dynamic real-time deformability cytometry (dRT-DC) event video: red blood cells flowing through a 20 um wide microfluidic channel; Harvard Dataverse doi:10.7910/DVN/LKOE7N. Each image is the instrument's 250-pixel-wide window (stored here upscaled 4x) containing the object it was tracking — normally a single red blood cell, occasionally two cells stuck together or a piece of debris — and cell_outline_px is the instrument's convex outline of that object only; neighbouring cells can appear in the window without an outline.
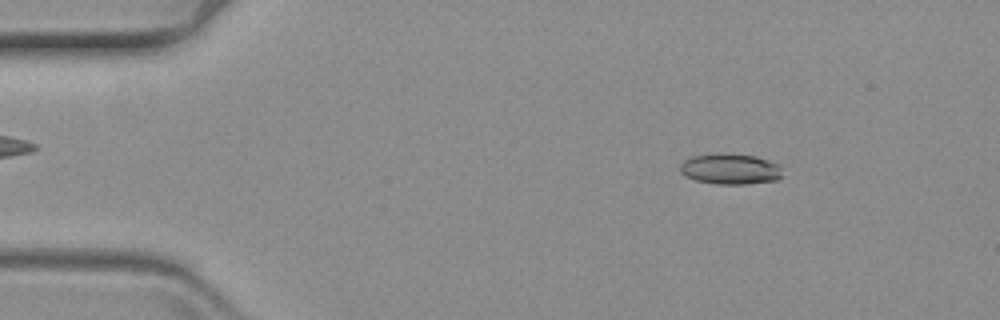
{"species": "common noctule bat (a hibernating species)", "species_latin": "Nyctalus noctula", "temperature_condition": "warm", "stored_images_in_passage": 61, "camera_frame_rate_fps": 3000, "um_per_image_px": 0.085, "animal": {"sex": "female", "body_mass_g": 19.3, "forearm_length_mm": 54.1}, "frame": {"image": 1, "passage_image": 8, "time_ms": 2.333, "image_size_px": [1000, 320], "cell_outline_px": [[784, 176], [776, 180], [748, 184], [716, 184], [696, 180], [684, 176], [680, 172], [680, 164], [684, 160], [692, 156], [720, 152], [724, 152], [756, 156], [780, 164]], "centroid_in_image_um": [62.09, 14.35], "position_along_channel_um": 22.9, "area_um2": 18.79}}
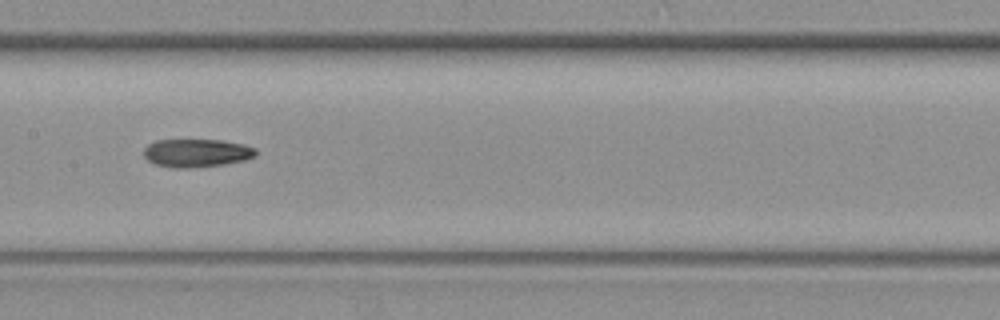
{"frame": {"image": 2, "passage_image": 30, "time_ms": 9.667, "image_size_px": [1000, 320], "cell_outline_px": [[256, 156], [244, 160], [224, 164], [192, 168], [172, 168], [152, 164], [144, 156], [144, 148], [148, 144], [156, 140], [224, 140], [244, 144], [256, 148]], "centroid_in_image_um": [16.7, 13.01], "position_along_channel_um": 190.7, "area_um2": 18.61}}
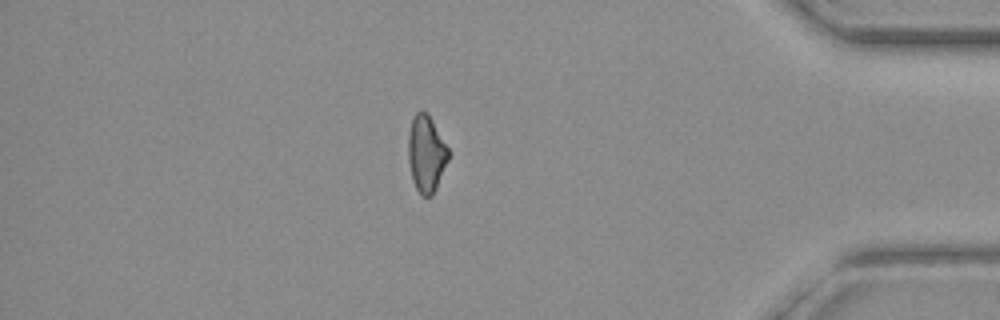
{"frame": {"image": 3, "passage_image": 52, "time_ms": 17.0, "image_size_px": [1000, 320], "cell_outline_px": [[448, 160], [436, 188], [432, 196], [424, 196], [416, 188], [412, 180], [408, 160], [408, 132], [412, 116], [416, 112], [428, 112], [448, 148]], "centroid_in_image_um": [36.21, 13.04], "position_along_channel_um": 399.0, "area_um2": 17.92}}